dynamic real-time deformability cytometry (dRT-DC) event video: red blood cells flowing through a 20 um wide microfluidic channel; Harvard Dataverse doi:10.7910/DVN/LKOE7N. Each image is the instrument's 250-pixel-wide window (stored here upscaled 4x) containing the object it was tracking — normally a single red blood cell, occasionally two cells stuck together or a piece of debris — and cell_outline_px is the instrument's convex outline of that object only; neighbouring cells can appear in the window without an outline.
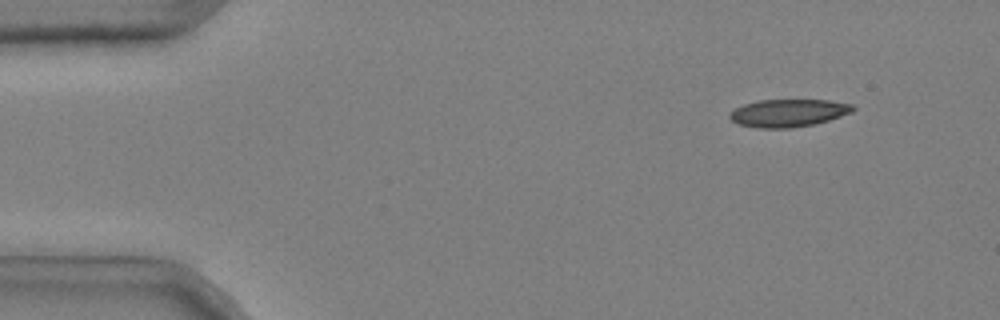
{"species": "common noctule bat (a hibernating species)", "species_latin": "Nyctalus noctula", "temperature_condition": "cold", "stored_images_in_passage": 44, "camera_frame_rate_fps": 3000, "um_per_image_px": 0.085, "animal": {"sex": "male", "body_mass_g": 20.4}, "frame": {"image": 1, "passage_image": 1, "time_ms": 0.0, "image_size_px": [1000, 320], "cell_outline_px": [[856, 108], [852, 112], [816, 124], [792, 128], [760, 128], [740, 124], [732, 120], [728, 116], [736, 108], [744, 104], [760, 100], [828, 100], [852, 104]], "centroid_in_image_um": [67.04, 9.6], "position_along_channel_um": 18.0, "area_um2": 19.71}}
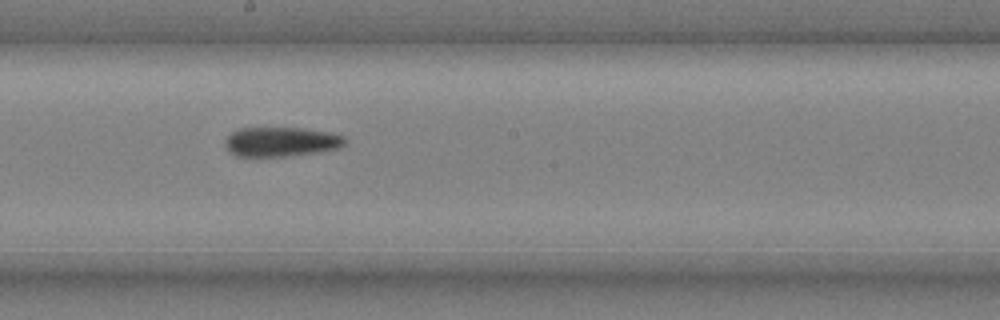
{"frame": {"image": 2, "passage_image": 25, "time_ms": 8.0, "image_size_px": [1000, 320], "cell_outline_px": [[348, 140], [340, 148], [316, 152], [288, 156], [236, 156], [228, 152], [224, 144], [224, 140], [232, 132], [240, 128], [304, 128], [328, 132], [344, 136]], "centroid_in_image_um": [23.88, 12.05], "position_along_channel_um": 224.3, "area_um2": 20.69}}
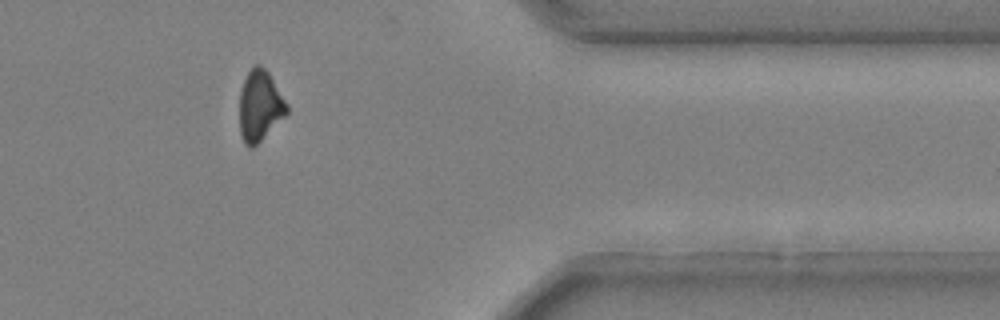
{"frame": {"image": 3, "passage_image": 40, "time_ms": 13.0, "image_size_px": [1000, 320], "cell_outline_px": [[288, 112], [252, 148], [248, 148], [244, 144], [240, 136], [240, 92], [244, 80], [248, 72], [256, 64], [260, 64], [268, 72], [288, 104]], "centroid_in_image_um": [22.07, 8.99], "position_along_channel_um": 389.3, "area_um2": 19.25}}